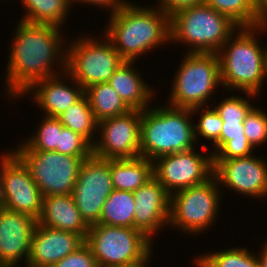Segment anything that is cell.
<instances>
[{"instance_id":"cell-1","label":"cell","mask_w":267,"mask_h":267,"mask_svg":"<svg viewBox=\"0 0 267 267\" xmlns=\"http://www.w3.org/2000/svg\"><path fill=\"white\" fill-rule=\"evenodd\" d=\"M16 26L3 89L12 101L19 99L34 82L65 72L67 58V49H64L67 40L64 41L61 27L21 20L18 24L16 22ZM54 65H59L57 70L62 71H56Z\"/></svg>"},{"instance_id":"cell-2","label":"cell","mask_w":267,"mask_h":267,"mask_svg":"<svg viewBox=\"0 0 267 267\" xmlns=\"http://www.w3.org/2000/svg\"><path fill=\"white\" fill-rule=\"evenodd\" d=\"M141 6L127 0L109 14L103 29L104 36L124 61L135 62L157 46L171 43L170 18L166 13L155 5Z\"/></svg>"},{"instance_id":"cell-3","label":"cell","mask_w":267,"mask_h":267,"mask_svg":"<svg viewBox=\"0 0 267 267\" xmlns=\"http://www.w3.org/2000/svg\"><path fill=\"white\" fill-rule=\"evenodd\" d=\"M264 30L267 25L238 27L218 51L221 84L229 93L260 94L266 80L267 46L260 45L257 35Z\"/></svg>"},{"instance_id":"cell-4","label":"cell","mask_w":267,"mask_h":267,"mask_svg":"<svg viewBox=\"0 0 267 267\" xmlns=\"http://www.w3.org/2000/svg\"><path fill=\"white\" fill-rule=\"evenodd\" d=\"M159 106V107H158ZM191 109L156 104L142 110L140 157L160 156L196 148Z\"/></svg>"},{"instance_id":"cell-5","label":"cell","mask_w":267,"mask_h":267,"mask_svg":"<svg viewBox=\"0 0 267 267\" xmlns=\"http://www.w3.org/2000/svg\"><path fill=\"white\" fill-rule=\"evenodd\" d=\"M237 29L226 15L203 3L170 17V42L187 45V53H218Z\"/></svg>"},{"instance_id":"cell-6","label":"cell","mask_w":267,"mask_h":267,"mask_svg":"<svg viewBox=\"0 0 267 267\" xmlns=\"http://www.w3.org/2000/svg\"><path fill=\"white\" fill-rule=\"evenodd\" d=\"M85 243L90 247L98 267L148 265L152 261L153 242L134 228L93 224Z\"/></svg>"},{"instance_id":"cell-7","label":"cell","mask_w":267,"mask_h":267,"mask_svg":"<svg viewBox=\"0 0 267 267\" xmlns=\"http://www.w3.org/2000/svg\"><path fill=\"white\" fill-rule=\"evenodd\" d=\"M174 76L168 105L186 109L208 106L218 85H222L219 56L186 52Z\"/></svg>"},{"instance_id":"cell-8","label":"cell","mask_w":267,"mask_h":267,"mask_svg":"<svg viewBox=\"0 0 267 267\" xmlns=\"http://www.w3.org/2000/svg\"><path fill=\"white\" fill-rule=\"evenodd\" d=\"M220 191L217 178L213 175L202 184L171 194L168 228H178L177 231L186 235L189 233L190 236L206 233L204 231L209 230L217 220L223 198Z\"/></svg>"},{"instance_id":"cell-9","label":"cell","mask_w":267,"mask_h":267,"mask_svg":"<svg viewBox=\"0 0 267 267\" xmlns=\"http://www.w3.org/2000/svg\"><path fill=\"white\" fill-rule=\"evenodd\" d=\"M84 35L67 42L66 72L86 89L95 83H107L125 61L104 34L100 39Z\"/></svg>"},{"instance_id":"cell-10","label":"cell","mask_w":267,"mask_h":267,"mask_svg":"<svg viewBox=\"0 0 267 267\" xmlns=\"http://www.w3.org/2000/svg\"><path fill=\"white\" fill-rule=\"evenodd\" d=\"M18 144L11 150L28 167L42 196L72 194L81 164L87 158L29 150L22 142Z\"/></svg>"},{"instance_id":"cell-11","label":"cell","mask_w":267,"mask_h":267,"mask_svg":"<svg viewBox=\"0 0 267 267\" xmlns=\"http://www.w3.org/2000/svg\"><path fill=\"white\" fill-rule=\"evenodd\" d=\"M213 171L212 153L196 152V148L163 155L153 161V176L170 195L206 182Z\"/></svg>"},{"instance_id":"cell-12","label":"cell","mask_w":267,"mask_h":267,"mask_svg":"<svg viewBox=\"0 0 267 267\" xmlns=\"http://www.w3.org/2000/svg\"><path fill=\"white\" fill-rule=\"evenodd\" d=\"M114 190L110 173V159L93 154L80 167L72 196L81 216L91 226L100 219L103 204Z\"/></svg>"},{"instance_id":"cell-13","label":"cell","mask_w":267,"mask_h":267,"mask_svg":"<svg viewBox=\"0 0 267 267\" xmlns=\"http://www.w3.org/2000/svg\"><path fill=\"white\" fill-rule=\"evenodd\" d=\"M141 116L142 111L130 110L98 122L99 139L92 145V154L102 159L140 157Z\"/></svg>"},{"instance_id":"cell-14","label":"cell","mask_w":267,"mask_h":267,"mask_svg":"<svg viewBox=\"0 0 267 267\" xmlns=\"http://www.w3.org/2000/svg\"><path fill=\"white\" fill-rule=\"evenodd\" d=\"M0 177L4 184V208L38 219L43 196L28 167L10 149L0 155Z\"/></svg>"},{"instance_id":"cell-15","label":"cell","mask_w":267,"mask_h":267,"mask_svg":"<svg viewBox=\"0 0 267 267\" xmlns=\"http://www.w3.org/2000/svg\"><path fill=\"white\" fill-rule=\"evenodd\" d=\"M261 157V158H260ZM213 160V175L221 189L228 188L235 193L261 199L267 198V160L260 154ZM223 185V186H222Z\"/></svg>"},{"instance_id":"cell-16","label":"cell","mask_w":267,"mask_h":267,"mask_svg":"<svg viewBox=\"0 0 267 267\" xmlns=\"http://www.w3.org/2000/svg\"><path fill=\"white\" fill-rule=\"evenodd\" d=\"M135 212L133 228L141 231L153 242V237L162 228L168 227L170 216V194L152 176L133 192Z\"/></svg>"},{"instance_id":"cell-17","label":"cell","mask_w":267,"mask_h":267,"mask_svg":"<svg viewBox=\"0 0 267 267\" xmlns=\"http://www.w3.org/2000/svg\"><path fill=\"white\" fill-rule=\"evenodd\" d=\"M37 224L30 215L0 208V267H17L21 260L26 267Z\"/></svg>"},{"instance_id":"cell-18","label":"cell","mask_w":267,"mask_h":267,"mask_svg":"<svg viewBox=\"0 0 267 267\" xmlns=\"http://www.w3.org/2000/svg\"><path fill=\"white\" fill-rule=\"evenodd\" d=\"M29 93L33 95V102L44 111V116L57 118L84 96V88L65 71L34 82L19 98Z\"/></svg>"},{"instance_id":"cell-19","label":"cell","mask_w":267,"mask_h":267,"mask_svg":"<svg viewBox=\"0 0 267 267\" xmlns=\"http://www.w3.org/2000/svg\"><path fill=\"white\" fill-rule=\"evenodd\" d=\"M85 243L78 233L36 225L26 267H51Z\"/></svg>"},{"instance_id":"cell-20","label":"cell","mask_w":267,"mask_h":267,"mask_svg":"<svg viewBox=\"0 0 267 267\" xmlns=\"http://www.w3.org/2000/svg\"><path fill=\"white\" fill-rule=\"evenodd\" d=\"M38 224L80 234L86 239L90 226L78 210L72 194L43 196Z\"/></svg>"},{"instance_id":"cell-21","label":"cell","mask_w":267,"mask_h":267,"mask_svg":"<svg viewBox=\"0 0 267 267\" xmlns=\"http://www.w3.org/2000/svg\"><path fill=\"white\" fill-rule=\"evenodd\" d=\"M135 65V62L125 61L114 71L107 83L131 110L142 111L151 106V99L156 97V92L145 82Z\"/></svg>"},{"instance_id":"cell-22","label":"cell","mask_w":267,"mask_h":267,"mask_svg":"<svg viewBox=\"0 0 267 267\" xmlns=\"http://www.w3.org/2000/svg\"><path fill=\"white\" fill-rule=\"evenodd\" d=\"M110 173L114 190L136 191L153 176V161L134 159H110Z\"/></svg>"},{"instance_id":"cell-23","label":"cell","mask_w":267,"mask_h":267,"mask_svg":"<svg viewBox=\"0 0 267 267\" xmlns=\"http://www.w3.org/2000/svg\"><path fill=\"white\" fill-rule=\"evenodd\" d=\"M95 120L112 118L128 113L131 109L108 83H95L84 89Z\"/></svg>"},{"instance_id":"cell-24","label":"cell","mask_w":267,"mask_h":267,"mask_svg":"<svg viewBox=\"0 0 267 267\" xmlns=\"http://www.w3.org/2000/svg\"><path fill=\"white\" fill-rule=\"evenodd\" d=\"M20 2V0H19ZM25 13L20 20L27 23L49 24L63 28L72 8L70 0H21ZM65 20V21H64Z\"/></svg>"},{"instance_id":"cell-25","label":"cell","mask_w":267,"mask_h":267,"mask_svg":"<svg viewBox=\"0 0 267 267\" xmlns=\"http://www.w3.org/2000/svg\"><path fill=\"white\" fill-rule=\"evenodd\" d=\"M135 212L134 195L132 191L113 190L105 203L99 219V224L133 228Z\"/></svg>"},{"instance_id":"cell-26","label":"cell","mask_w":267,"mask_h":267,"mask_svg":"<svg viewBox=\"0 0 267 267\" xmlns=\"http://www.w3.org/2000/svg\"><path fill=\"white\" fill-rule=\"evenodd\" d=\"M244 121H227L221 130V148L213 160H227L251 156L255 153L244 133Z\"/></svg>"},{"instance_id":"cell-27","label":"cell","mask_w":267,"mask_h":267,"mask_svg":"<svg viewBox=\"0 0 267 267\" xmlns=\"http://www.w3.org/2000/svg\"><path fill=\"white\" fill-rule=\"evenodd\" d=\"M57 118L60 120L63 127L80 134L91 145L95 143L97 137L94 138L93 136L98 133V122L95 120L85 95Z\"/></svg>"},{"instance_id":"cell-28","label":"cell","mask_w":267,"mask_h":267,"mask_svg":"<svg viewBox=\"0 0 267 267\" xmlns=\"http://www.w3.org/2000/svg\"><path fill=\"white\" fill-rule=\"evenodd\" d=\"M256 252L242 246L194 256L200 267H259Z\"/></svg>"},{"instance_id":"cell-29","label":"cell","mask_w":267,"mask_h":267,"mask_svg":"<svg viewBox=\"0 0 267 267\" xmlns=\"http://www.w3.org/2000/svg\"><path fill=\"white\" fill-rule=\"evenodd\" d=\"M211 105L195 107L191 109V113L194 115H198L200 111V119L199 122L194 124V135L195 140L199 142V138L201 135L203 138L208 141H211L213 145L212 155H214L221 148V130L223 127V121L220 118L217 111L214 107L210 108Z\"/></svg>"},{"instance_id":"cell-30","label":"cell","mask_w":267,"mask_h":267,"mask_svg":"<svg viewBox=\"0 0 267 267\" xmlns=\"http://www.w3.org/2000/svg\"><path fill=\"white\" fill-rule=\"evenodd\" d=\"M41 123L37 125L31 137L26 138L22 143L29 149L35 151H56L59 146V139L64 128L56 117H42Z\"/></svg>"},{"instance_id":"cell-31","label":"cell","mask_w":267,"mask_h":267,"mask_svg":"<svg viewBox=\"0 0 267 267\" xmlns=\"http://www.w3.org/2000/svg\"><path fill=\"white\" fill-rule=\"evenodd\" d=\"M223 15H226L238 27H255L253 0H204Z\"/></svg>"},{"instance_id":"cell-32","label":"cell","mask_w":267,"mask_h":267,"mask_svg":"<svg viewBox=\"0 0 267 267\" xmlns=\"http://www.w3.org/2000/svg\"><path fill=\"white\" fill-rule=\"evenodd\" d=\"M244 93L248 98L239 96L238 94L234 96H227L223 98L221 102H218L217 105L214 102V109L219 114L223 122L227 121H244L250 110L254 107L250 99L254 101V97H260V95L250 93V92H241Z\"/></svg>"},{"instance_id":"cell-33","label":"cell","mask_w":267,"mask_h":267,"mask_svg":"<svg viewBox=\"0 0 267 267\" xmlns=\"http://www.w3.org/2000/svg\"><path fill=\"white\" fill-rule=\"evenodd\" d=\"M265 112L266 110L256 105L250 110L243 123L245 136L254 149L267 143V112Z\"/></svg>"},{"instance_id":"cell-34","label":"cell","mask_w":267,"mask_h":267,"mask_svg":"<svg viewBox=\"0 0 267 267\" xmlns=\"http://www.w3.org/2000/svg\"><path fill=\"white\" fill-rule=\"evenodd\" d=\"M56 151L64 155L89 158L92 155V145L80 134L64 127Z\"/></svg>"},{"instance_id":"cell-35","label":"cell","mask_w":267,"mask_h":267,"mask_svg":"<svg viewBox=\"0 0 267 267\" xmlns=\"http://www.w3.org/2000/svg\"><path fill=\"white\" fill-rule=\"evenodd\" d=\"M51 267H98L90 247L84 243L75 252L70 253Z\"/></svg>"},{"instance_id":"cell-36","label":"cell","mask_w":267,"mask_h":267,"mask_svg":"<svg viewBox=\"0 0 267 267\" xmlns=\"http://www.w3.org/2000/svg\"><path fill=\"white\" fill-rule=\"evenodd\" d=\"M203 2L204 0H159V4L155 6L163 10L170 18L183 9L203 4Z\"/></svg>"},{"instance_id":"cell-37","label":"cell","mask_w":267,"mask_h":267,"mask_svg":"<svg viewBox=\"0 0 267 267\" xmlns=\"http://www.w3.org/2000/svg\"><path fill=\"white\" fill-rule=\"evenodd\" d=\"M71 1V5L76 4V3H81L83 4H87L89 6L93 5L97 7H102V9H107L109 10V12H114L115 10H117L120 6L124 5L127 1L126 0H70ZM76 2V3H75Z\"/></svg>"},{"instance_id":"cell-38","label":"cell","mask_w":267,"mask_h":267,"mask_svg":"<svg viewBox=\"0 0 267 267\" xmlns=\"http://www.w3.org/2000/svg\"><path fill=\"white\" fill-rule=\"evenodd\" d=\"M255 26L267 25V0H253Z\"/></svg>"},{"instance_id":"cell-39","label":"cell","mask_w":267,"mask_h":267,"mask_svg":"<svg viewBox=\"0 0 267 267\" xmlns=\"http://www.w3.org/2000/svg\"><path fill=\"white\" fill-rule=\"evenodd\" d=\"M260 252H257V258L259 261V267H267V244L264 242Z\"/></svg>"},{"instance_id":"cell-40","label":"cell","mask_w":267,"mask_h":267,"mask_svg":"<svg viewBox=\"0 0 267 267\" xmlns=\"http://www.w3.org/2000/svg\"><path fill=\"white\" fill-rule=\"evenodd\" d=\"M5 205V192H4V184L0 177V208H3Z\"/></svg>"},{"instance_id":"cell-41","label":"cell","mask_w":267,"mask_h":267,"mask_svg":"<svg viewBox=\"0 0 267 267\" xmlns=\"http://www.w3.org/2000/svg\"><path fill=\"white\" fill-rule=\"evenodd\" d=\"M128 267H148V265H132V266H128Z\"/></svg>"},{"instance_id":"cell-42","label":"cell","mask_w":267,"mask_h":267,"mask_svg":"<svg viewBox=\"0 0 267 267\" xmlns=\"http://www.w3.org/2000/svg\"><path fill=\"white\" fill-rule=\"evenodd\" d=\"M265 79H267V59H266V72H265Z\"/></svg>"}]
</instances>
